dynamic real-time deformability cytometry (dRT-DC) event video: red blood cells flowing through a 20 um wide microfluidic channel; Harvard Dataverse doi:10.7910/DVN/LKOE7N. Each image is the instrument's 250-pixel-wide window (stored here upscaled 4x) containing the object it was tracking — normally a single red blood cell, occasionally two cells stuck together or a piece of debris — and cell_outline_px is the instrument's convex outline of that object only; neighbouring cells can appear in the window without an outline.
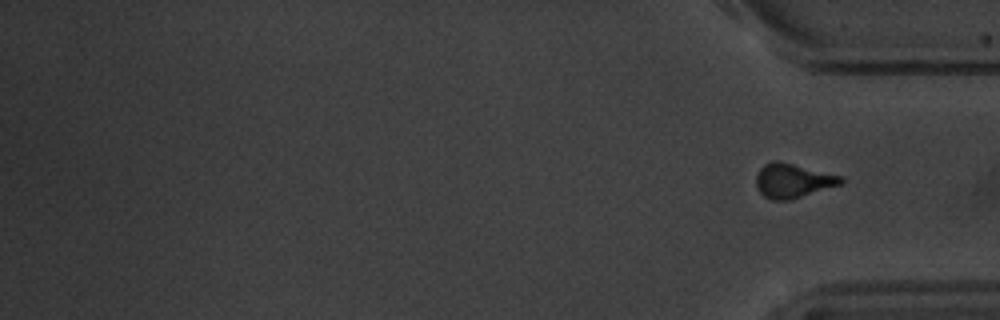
{"species": "common noctule bat (a hibernating species)", "species_latin": "Nyctalus noctula", "temperature_condition": "warm", "stored_images_in_passage": 13, "segment_of_instrument_passage": [2, 2], "camera_frame_rate_fps": 3000, "um_per_image_px": 0.085, "animal": {"sex": "male", "body_mass_g": 20.1, "forearm_length_mm": 53.5}, "frame": {"image": 1, "passage_image": 13, "time_ms": 14.0, "image_size_px": [1000, 320], "cell_outline_px": [[844, 184], [788, 200], [772, 200], [764, 196], [760, 192], [756, 184], [756, 176], [760, 168], [764, 164], [772, 160], [780, 160], [840, 176], [844, 180]], "centroid_in_image_um": [67.38, 15.35], "position_along_channel_um": 367.8, "area_um2": 16.94}}